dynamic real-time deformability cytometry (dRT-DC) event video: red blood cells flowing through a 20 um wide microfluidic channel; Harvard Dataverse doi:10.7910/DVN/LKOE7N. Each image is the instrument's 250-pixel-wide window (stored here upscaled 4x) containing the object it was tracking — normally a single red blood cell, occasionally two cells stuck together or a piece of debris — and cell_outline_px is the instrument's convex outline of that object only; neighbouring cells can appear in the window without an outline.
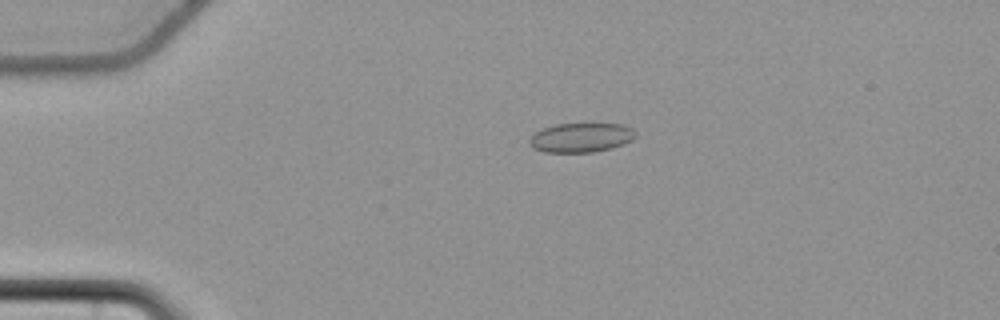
{"species": "common noctule bat (a hibernating species)", "species_latin": "Nyctalus noctula", "temperature_condition": "cold", "stored_images_in_passage": 48, "camera_frame_rate_fps": 3000, "um_per_image_px": 0.085, "animal": {"sex": "female", "body_mass_g": 22.7, "forearm_length_mm": 54.2}, "frame": {"image": 1, "passage_image": 5, "time_ms": 1.333, "image_size_px": [1000, 320], "cell_outline_px": [[636, 136], [632, 140], [624, 144], [612, 148], [592, 152], [544, 152], [532, 148], [528, 144], [528, 140], [536, 132], [544, 128], [556, 124], [624, 124], [632, 128], [636, 132]], "centroid_in_image_um": [49.4, 11.7], "position_along_channel_um": 35.6, "area_um2": 18.21}}
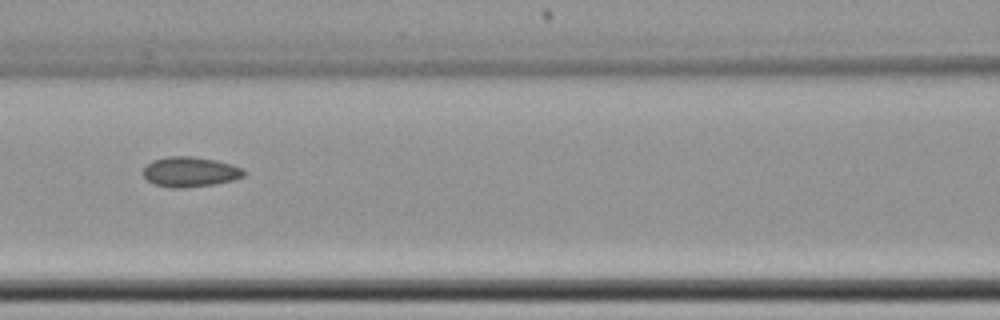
{"frame": {"image": 2, "passage_image": 18, "time_ms": 5.667, "image_size_px": [1000, 320], "cell_outline_px": [[248, 172], [244, 176], [232, 180], [212, 184], [180, 188], [172, 188], [156, 184], [148, 180], [144, 176], [144, 168], [152, 160], [168, 156], [192, 156], [216, 160], [232, 164], [244, 168]], "centroid_in_image_um": [16.2, 14.59], "position_along_channel_um": 150.4, "area_um2": 17.57}}
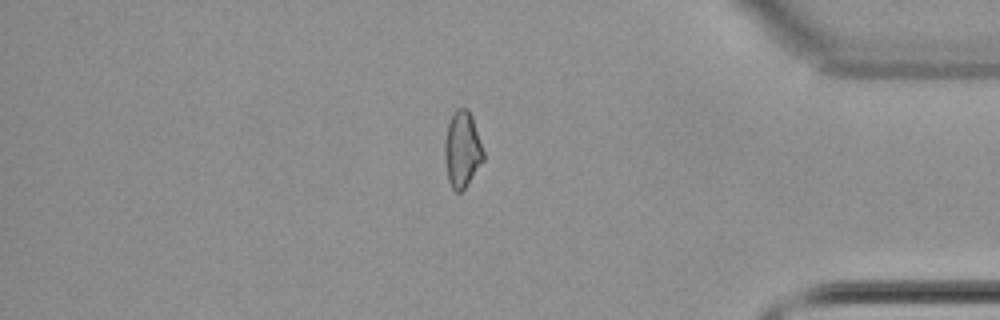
{"frame": {"image": 3, "passage_image": 40, "time_ms": 13.0, "image_size_px": [1000, 320], "cell_outline_px": [[484, 160], [464, 188], [460, 192], [456, 192], [452, 188], [448, 180], [444, 156], [444, 140], [448, 124], [452, 112], [456, 108], [468, 108], [472, 116], [484, 152]], "centroid_in_image_um": [39.27, 12.67], "position_along_channel_um": 395.9, "area_um2": 17.22}, "authors_computed_cell_mechanics": {"area_um2": 17.5423, "velocity_mm_per_s": 3.7234, "shape_relaxation_time_tau1_ms": null, "shape_relaxation_time_tau2_ms": 4.1034, "deformation_change_tau1": null, "deformation_change_tau2": 0.1047}}